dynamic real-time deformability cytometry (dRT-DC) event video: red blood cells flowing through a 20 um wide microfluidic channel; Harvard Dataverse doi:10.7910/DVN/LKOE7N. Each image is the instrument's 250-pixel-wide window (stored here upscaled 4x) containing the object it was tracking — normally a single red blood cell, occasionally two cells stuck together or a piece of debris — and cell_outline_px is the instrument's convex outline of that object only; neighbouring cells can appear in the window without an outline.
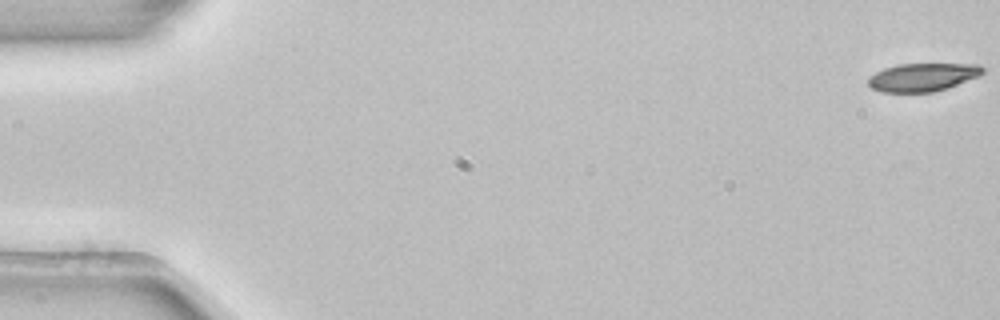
{"species": "common noctule bat (a hibernating species)", "species_latin": "Nyctalus noctula", "temperature_condition": "room temperature", "stored_images_in_passage": 54, "camera_frame_rate_fps": 3000, "um_per_image_px": 0.085, "animal": {"sex": "female", "body_mass_g": 22.7, "forearm_length_mm": 54.2}, "frame": {"image": 1, "passage_image": 1, "time_ms": 0.0, "image_size_px": [1000, 320], "cell_outline_px": [[984, 72], [980, 76], [948, 88], [932, 92], [880, 92], [872, 88], [868, 84], [868, 76], [884, 68], [896, 64], [980, 64], [984, 68]], "centroid_in_image_um": [78.43, 6.56], "position_along_channel_um": 6.6, "area_um2": 18.96}}
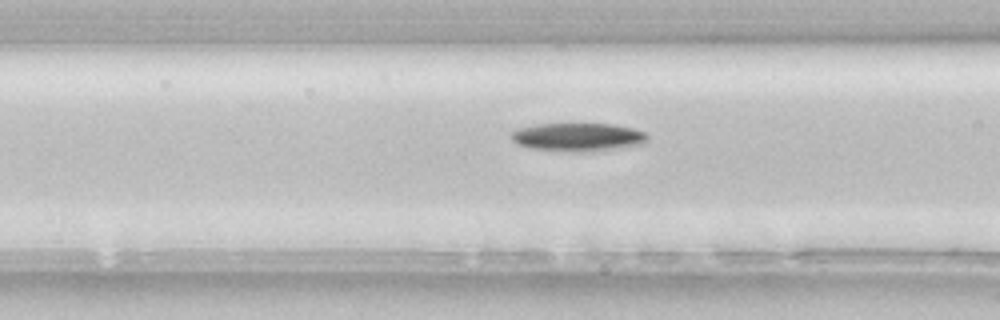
{"frame": {"image": 2, "passage_image": 22, "time_ms": 7.0, "image_size_px": [1000, 320], "cell_outline_px": [[648, 136], [644, 144], [588, 152], [532, 148], [516, 144], [512, 140], [512, 132], [520, 128], [536, 124], [612, 124], [632, 128], [644, 132]], "centroid_in_image_um": [49.14, 11.64], "position_along_channel_um": 117.5, "area_um2": 22.08}}
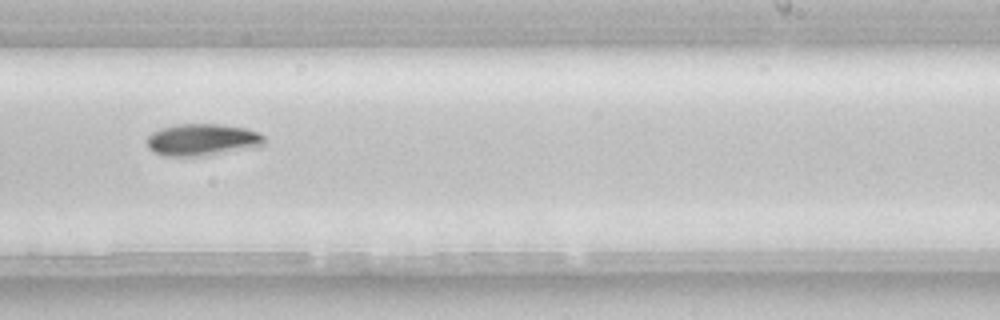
{"frame": {"image": 3, "passage_image": 34, "time_ms": 11.0, "image_size_px": [1000, 320], "cell_outline_px": [[264, 144], [260, 148], [208, 156], [168, 156], [156, 152], [148, 148], [148, 136], [152, 132], [160, 128], [176, 124], [220, 124], [244, 128], [260, 132], [264, 136]], "centroid_in_image_um": [17.28, 11.89], "position_along_channel_um": 271.7, "area_um2": 22.31}, "authors_computed_cell_mechanics": {"area_um2": 20.2878, "velocity_mm_per_s": 3.8681, "shape_relaxation_time_tau1_ms": 4.52, "shape_relaxation_time_tau2_ms": null, "deformation_change_tau1": 0.1206, "deformation_change_tau2": null}}